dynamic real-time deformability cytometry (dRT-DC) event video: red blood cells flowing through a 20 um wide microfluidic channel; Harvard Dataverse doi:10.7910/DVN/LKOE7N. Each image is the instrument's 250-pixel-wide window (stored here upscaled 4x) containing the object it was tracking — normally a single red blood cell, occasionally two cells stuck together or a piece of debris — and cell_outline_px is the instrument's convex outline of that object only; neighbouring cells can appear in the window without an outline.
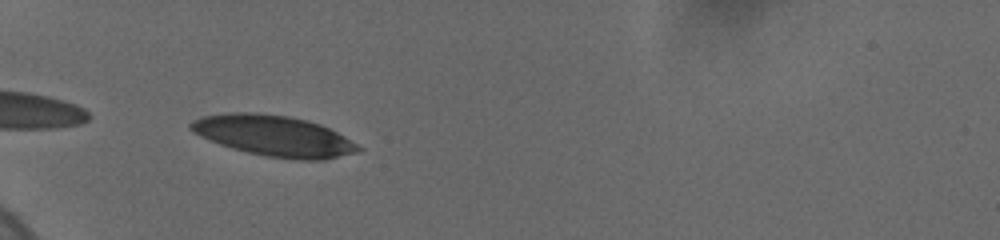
{"species": "human", "species_latin": "Homo sapiens", "temperature_condition": "cold", "stored_images_in_passage": 46, "camera_frame_rate_fps": 3000, "um_per_image_px": 0.085, "donor": {"sex": "female"}, "frame": {"image": 1, "passage_image": 2, "time_ms": 0.333, "image_size_px": [1000, 240], "cell_outline_px": [[364, 148], [356, 152], [324, 160], [300, 160], [264, 156], [232, 148], [220, 144], [200, 136], [192, 132], [188, 128], [188, 124], [192, 120], [200, 116], [228, 112], [256, 112], [288, 116], [308, 120], [320, 124], [344, 136]], "centroid_in_image_um": [23.24, 11.53], "position_along_channel_um": 61.8, "area_um2": 40.0}}
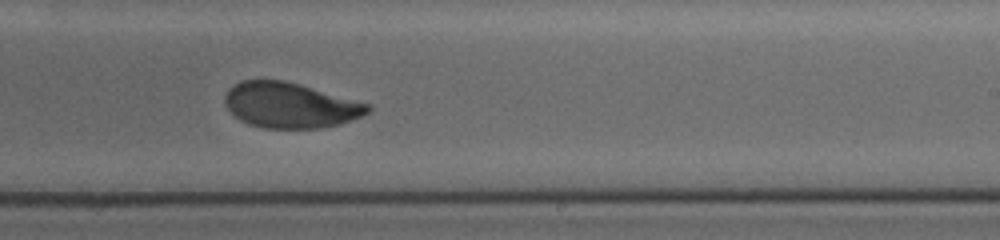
{"frame": {"image": 2, "passage_image": 18, "time_ms": 6.333, "image_size_px": [1000, 240], "cell_outline_px": [[372, 108], [368, 112], [360, 116], [340, 124], [320, 128], [264, 128], [248, 124], [240, 120], [224, 104], [224, 96], [228, 88], [240, 80], [284, 80], [372, 104]], "centroid_in_image_um": [24.65, 8.94], "position_along_channel_um": 264.4, "area_um2": 37.8}}
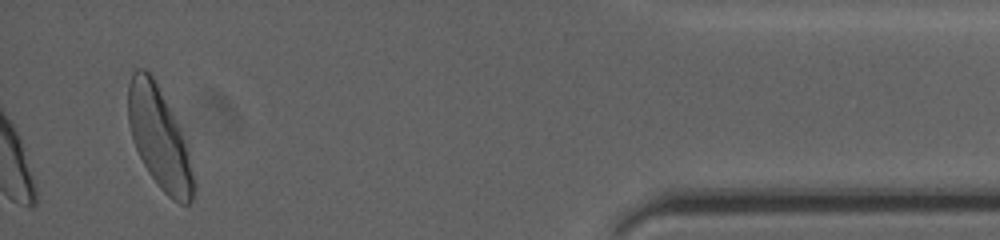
{"frame": {"image": 3, "passage_image": 46, "time_ms": 12.0, "image_size_px": [1000, 240], "cell_outline_px": [[196, 188], [192, 200], [188, 204], [180, 204], [168, 196], [160, 188], [148, 172], [136, 148], [128, 124], [128, 84], [132, 72], [136, 68], [144, 68], [152, 76], [176, 120], [180, 128], [188, 152], [196, 184]], "centroid_in_image_um": [13.54, 11.76], "position_along_channel_um": 421.7, "area_um2": 38.26}, "authors_computed_cell_mechanics": {"area_um2": 37.859, "velocity_mm_per_s": 3.6795, "shape_relaxation_time_tau1_ms": 3.6942, "shape_relaxation_time_tau2_ms": 1.1747, "deformation_change_tau1": 0.1322, "deformation_change_tau2": 0.0499}}